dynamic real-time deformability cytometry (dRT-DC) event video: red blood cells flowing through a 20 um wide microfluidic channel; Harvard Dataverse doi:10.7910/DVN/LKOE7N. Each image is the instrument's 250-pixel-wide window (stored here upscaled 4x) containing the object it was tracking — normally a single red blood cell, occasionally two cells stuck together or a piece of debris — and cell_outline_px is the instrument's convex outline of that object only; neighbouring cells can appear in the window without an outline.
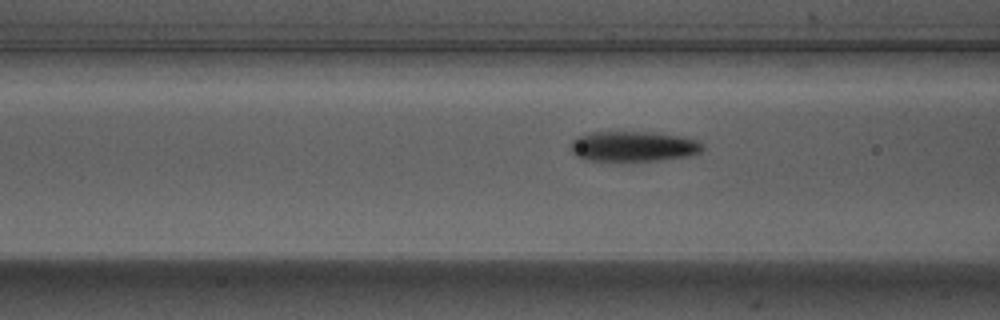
{"species": "Egyptian fruit bat (a non-hibernating species)", "species_latin": "Rousettus aegyptiacus", "temperature_condition": "warm", "stored_images_in_passage": 5, "camera_frame_rate_fps": 3000, "um_per_image_px": 0.085, "animal": {"sex": "male"}, "frame": {"image": 1, "passage_image": 4, "time_ms": 1.0, "image_size_px": [1000, 320], "cell_outline_px": [[704, 148], [700, 152], [688, 156], [660, 160], [620, 164], [584, 160], [576, 156], [572, 152], [572, 140], [580, 136], [592, 132], [640, 132], [676, 136], [696, 140]], "centroid_in_image_um": [53.75, 12.51], "position_along_channel_um": 112.8, "area_um2": 23.7}}